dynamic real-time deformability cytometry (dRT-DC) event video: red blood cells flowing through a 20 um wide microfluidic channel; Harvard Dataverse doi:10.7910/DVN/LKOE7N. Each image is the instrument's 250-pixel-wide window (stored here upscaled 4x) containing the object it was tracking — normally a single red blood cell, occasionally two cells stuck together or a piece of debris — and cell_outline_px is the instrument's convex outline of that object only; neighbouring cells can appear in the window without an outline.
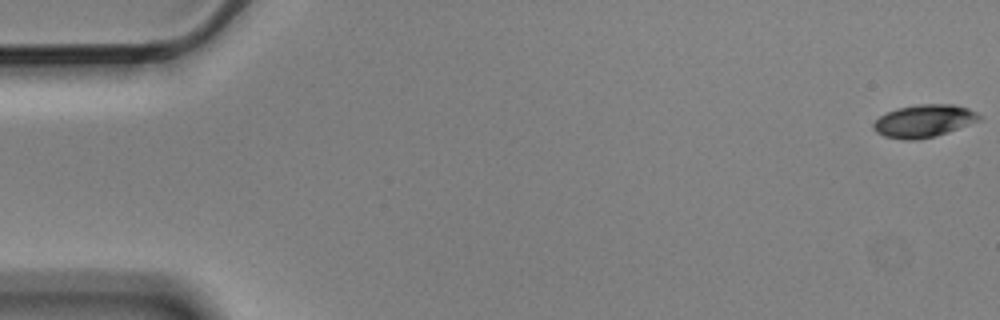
{"species": "Egyptian fruit bat (a non-hibernating species)", "species_latin": "Rousettus aegyptiacus", "temperature_condition": "cold", "stored_images_in_passage": 5, "segment_of_instrument_passage": [2, 2], "camera_frame_rate_fps": 3000, "um_per_image_px": 0.085, "animal": {"sex": "male"}, "frame": {"image": 1, "passage_image": 5, "time_ms": 1.333, "image_size_px": [1000, 320], "cell_outline_px": [[980, 120], [948, 132], [936, 136], [912, 140], [908, 140], [884, 136], [876, 132], [872, 128], [872, 124], [880, 116], [896, 108], [916, 104], [952, 104], [968, 108], [976, 112], [980, 116]], "centroid_in_image_um": [78.51, 10.27], "position_along_channel_um": 6.5, "area_um2": 20.0}}